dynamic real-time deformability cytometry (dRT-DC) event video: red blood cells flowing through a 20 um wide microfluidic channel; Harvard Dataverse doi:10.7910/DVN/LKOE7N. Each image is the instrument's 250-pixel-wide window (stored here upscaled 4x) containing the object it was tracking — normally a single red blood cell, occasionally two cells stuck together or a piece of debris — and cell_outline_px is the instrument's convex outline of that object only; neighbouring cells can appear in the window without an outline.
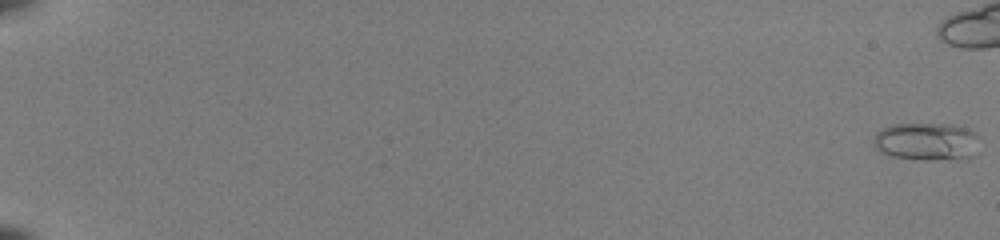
{"species": "common noctule bat (a hibernating species)", "species_latin": "Nyctalus noctula", "temperature_condition": "room temperature", "stored_images_in_passage": 46, "camera_frame_rate_fps": 3000, "um_per_image_px": 0.085, "animal": {"sex": "female", "body_mass_g": 22.0, "forearm_length_mm": 56.7}, "frame": {"image": 1, "passage_image": 1, "time_ms": 0.0, "image_size_px": [1000, 240], "cell_outline_px": [[980, 136], [976, 156], [964, 160], [924, 160], [892, 156], [880, 152], [876, 148], [876, 132], [892, 124], [952, 124], [968, 128], [976, 132]], "centroid_in_image_um": [78.89, 12.05], "position_along_channel_um": 6.1, "area_um2": 23.87}}
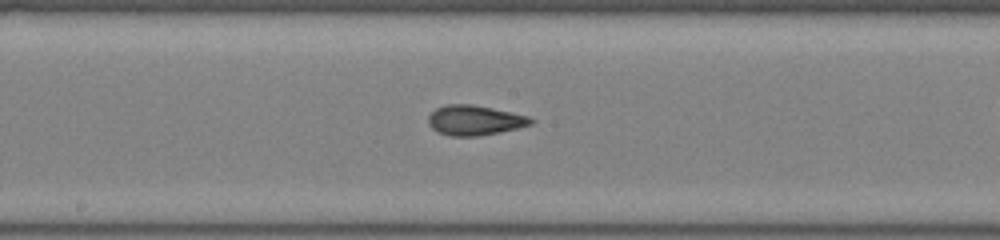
{"frame": {"image": 2, "passage_image": 32, "time_ms": 10.333, "image_size_px": [1000, 240], "cell_outline_px": [[536, 120], [532, 124], [500, 132], [476, 136], [452, 136], [436, 132], [428, 124], [428, 116], [436, 108], [448, 104], [472, 104], [492, 108], [528, 116]], "centroid_in_image_um": [40.33, 10.22], "position_along_channel_um": 207.9, "area_um2": 17.86}}
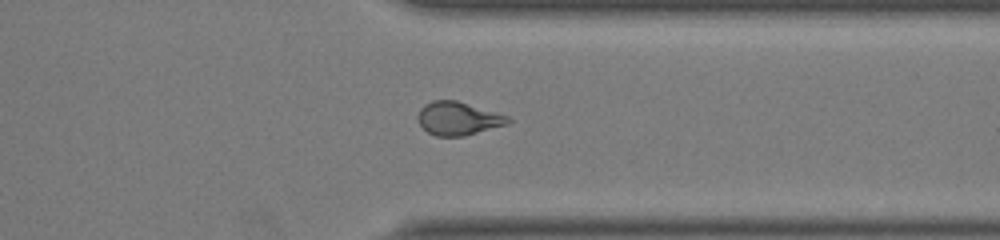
{"frame": {"image": 3, "passage_image": 44, "time_ms": 14.333, "image_size_px": [1000, 240], "cell_outline_px": [[512, 120], [508, 124], [464, 136], [436, 136], [428, 132], [420, 124], [416, 116], [420, 108], [424, 104], [432, 100], [456, 100], [508, 116]], "centroid_in_image_um": [38.92, 10.07], "position_along_channel_um": 372.5, "area_um2": 17.46}}